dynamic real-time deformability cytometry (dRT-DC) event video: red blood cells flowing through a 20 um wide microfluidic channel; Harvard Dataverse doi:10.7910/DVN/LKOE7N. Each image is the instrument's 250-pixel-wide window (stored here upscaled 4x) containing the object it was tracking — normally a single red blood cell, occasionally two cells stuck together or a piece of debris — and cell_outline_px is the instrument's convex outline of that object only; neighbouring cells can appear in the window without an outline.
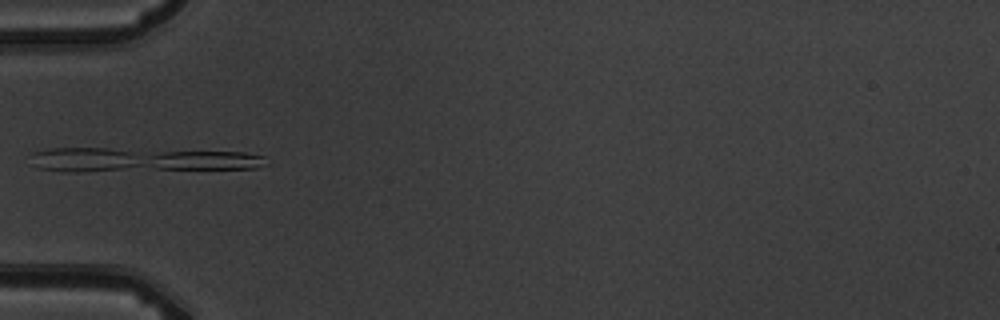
{"species": "common noctule bat (a hibernating species)", "species_latin": "Nyctalus noctula", "temperature_condition": "warm", "stored_images_in_passage": 5, "camera_frame_rate_fps": 3000, "um_per_image_px": 0.085, "animal": {"sex": "male", "body_mass_g": 19.5, "forearm_length_mm": 54.6}, "frame": {"image": 1, "passage_image": 4, "time_ms": 4.0, "image_size_px": [1000, 320], "cell_outline_px": [[268, 164], [256, 168], [76, 172], [64, 172], [36, 168], [32, 164], [32, 152], [48, 148], [108, 148], [244, 152], [264, 156]], "centroid_in_image_um": [11.95, 13.59], "position_along_channel_um": 73.0, "area_um2": 33.81}}